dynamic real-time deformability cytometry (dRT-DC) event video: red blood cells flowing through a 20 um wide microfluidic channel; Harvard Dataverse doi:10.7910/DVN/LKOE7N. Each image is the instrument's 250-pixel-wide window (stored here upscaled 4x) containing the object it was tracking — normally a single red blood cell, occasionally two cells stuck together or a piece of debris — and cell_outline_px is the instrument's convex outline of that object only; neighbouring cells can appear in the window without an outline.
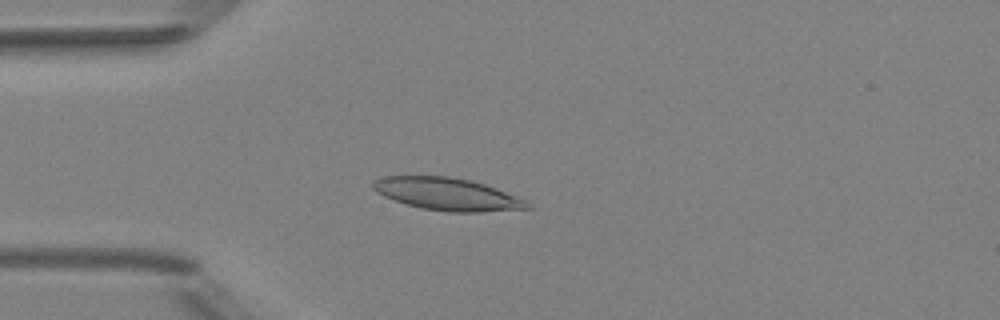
{"species": "Egyptian fruit bat (a non-hibernating species)", "species_latin": "Rousettus aegyptiacus", "temperature_condition": "room temperature", "stored_images_in_passage": 4, "camera_frame_rate_fps": 3000, "um_per_image_px": 0.085, "animal": {"sex": "female"}, "frame": {"image": 1, "passage_image": 4, "time_ms": 3.333, "image_size_px": [1000, 320], "cell_outline_px": [[532, 208], [480, 212], [448, 212], [420, 208], [384, 196], [376, 192], [372, 188], [372, 184], [376, 180], [384, 176], [448, 176], [472, 180], [484, 184], [524, 200], [532, 204]], "centroid_in_image_um": [38.01, 16.5], "position_along_channel_um": 47.0, "area_um2": 28.9}}